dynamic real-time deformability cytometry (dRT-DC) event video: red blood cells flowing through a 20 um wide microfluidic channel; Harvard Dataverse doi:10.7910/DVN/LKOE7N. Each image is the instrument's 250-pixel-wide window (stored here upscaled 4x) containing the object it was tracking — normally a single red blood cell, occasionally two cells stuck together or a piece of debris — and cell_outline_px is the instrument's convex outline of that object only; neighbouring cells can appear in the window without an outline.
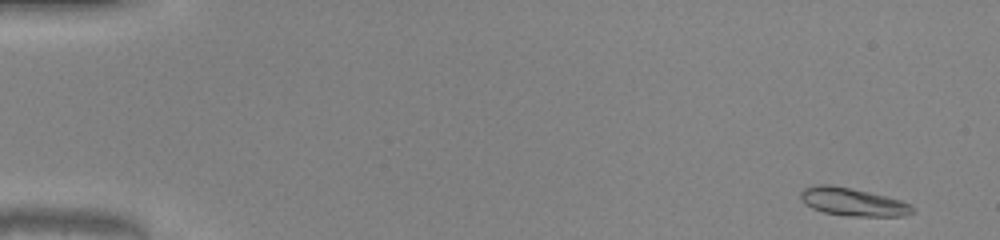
{"species": "common noctule bat (a hibernating species)", "species_latin": "Nyctalus noctula", "temperature_condition": "warm", "stored_images_in_passage": 15, "camera_frame_rate_fps": 3000, "um_per_image_px": 0.085, "animal": {"sex": "male", "body_mass_g": 20.0, "forearm_length_mm": 53.3}, "frame": {"image": 1, "passage_image": 1, "time_ms": 0.0, "image_size_px": [1000, 240], "cell_outline_px": [[916, 208], [912, 212], [904, 216], [852, 216], [824, 212], [812, 208], [804, 204], [800, 200], [800, 192], [804, 188], [816, 184], [832, 184], [852, 188], [900, 200]], "centroid_in_image_um": [72.43, 17.15], "position_along_channel_um": 12.6, "area_um2": 18.21}}
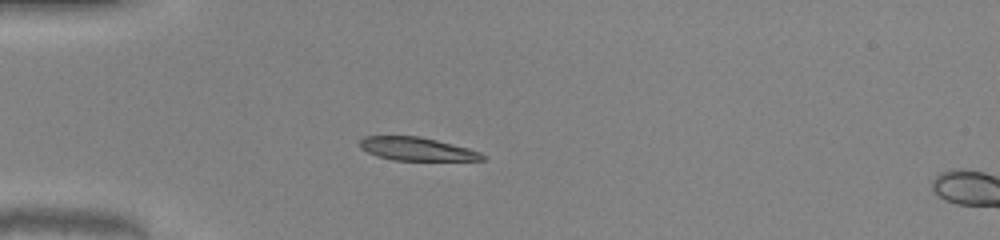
{"frame": {"image": 2, "passage_image": 13, "time_ms": 4.0, "image_size_px": [1000, 240], "cell_outline_px": [[488, 156], [484, 160], [392, 160], [376, 156], [360, 148], [360, 140], [364, 136], [420, 136], [468, 148], [480, 152]], "centroid_in_image_um": [35.43, 12.66], "position_along_channel_um": 49.6, "area_um2": 16.59}}